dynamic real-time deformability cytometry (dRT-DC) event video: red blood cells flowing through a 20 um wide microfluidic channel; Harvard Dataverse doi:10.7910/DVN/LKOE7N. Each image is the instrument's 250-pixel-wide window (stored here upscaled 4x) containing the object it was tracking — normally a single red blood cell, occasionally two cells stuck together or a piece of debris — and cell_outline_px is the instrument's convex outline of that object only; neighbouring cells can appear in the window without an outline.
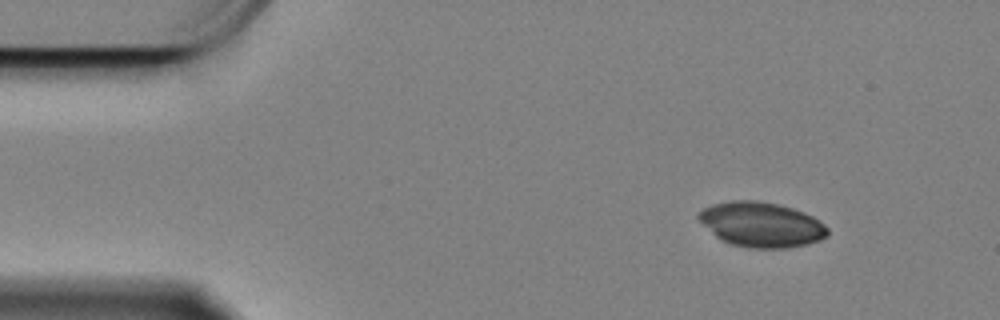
{"species": "Egyptian fruit bat (a non-hibernating species)", "species_latin": "Rousettus aegyptiacus", "temperature_condition": "cold", "stored_images_in_passage": 8, "camera_frame_rate_fps": 3000, "um_per_image_px": 0.085, "animal": {"sex": "female"}, "frame": {"image": 1, "passage_image": 1, "time_ms": 0.0, "image_size_px": [1000, 320], "cell_outline_px": [[828, 236], [820, 240], [808, 244], [788, 248], [752, 248], [732, 244], [716, 236], [696, 216], [704, 208], [712, 204], [732, 200], [756, 200], [776, 204], [792, 208], [804, 212], [820, 220], [828, 228]], "centroid_in_image_um": [64.76, 19.08], "position_along_channel_um": 20.2, "area_um2": 33.58}}